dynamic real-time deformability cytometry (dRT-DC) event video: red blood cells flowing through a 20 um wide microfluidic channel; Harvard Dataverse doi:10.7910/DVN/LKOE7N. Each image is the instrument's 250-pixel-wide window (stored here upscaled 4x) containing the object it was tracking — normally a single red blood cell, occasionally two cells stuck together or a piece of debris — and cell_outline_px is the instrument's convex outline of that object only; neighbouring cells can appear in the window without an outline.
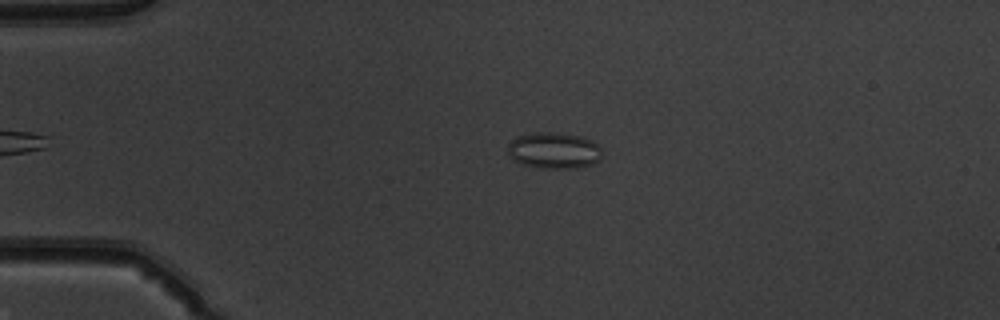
{"species": "common noctule bat (a hibernating species)", "species_latin": "Nyctalus noctula", "temperature_condition": "warm", "stored_images_in_passage": 21, "camera_frame_rate_fps": 3000, "um_per_image_px": 0.085, "animal": {"sex": "male", "body_mass_g": 19.5, "forearm_length_mm": 54.6}, "frame": {"image": 1, "passage_image": 4, "time_ms": 1.0, "image_size_px": [1000, 320], "cell_outline_px": [[600, 160], [592, 164], [580, 168], [540, 168], [520, 164], [508, 156], [508, 144], [516, 136], [532, 132], [548, 132], [580, 136], [592, 140], [600, 148]], "centroid_in_image_um": [47.05, 12.8], "position_along_channel_um": 38.0, "area_um2": 20.06}}
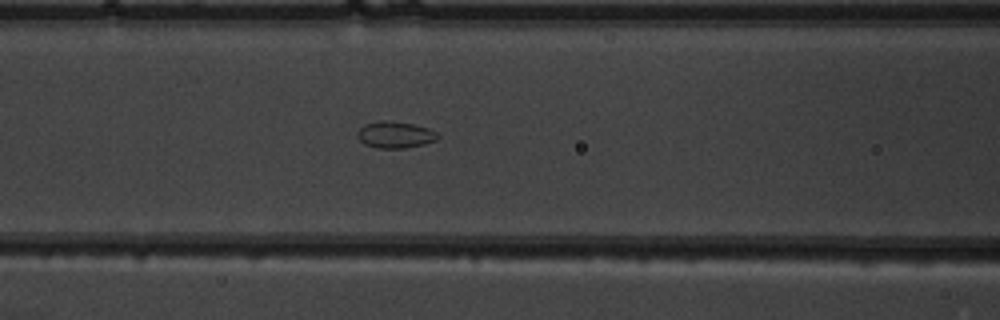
{"frame": {"image": 2, "passage_image": 14, "time_ms": 4.333, "image_size_px": [1000, 320], "cell_outline_px": [[440, 136], [436, 140], [424, 144], [404, 148], [376, 148], [364, 144], [356, 136], [356, 132], [364, 124], [380, 120], [392, 120], [412, 124], [428, 128], [436, 132]], "centroid_in_image_um": [33.56, 11.44], "position_along_channel_um": 133.0, "area_um2": 12.6}}
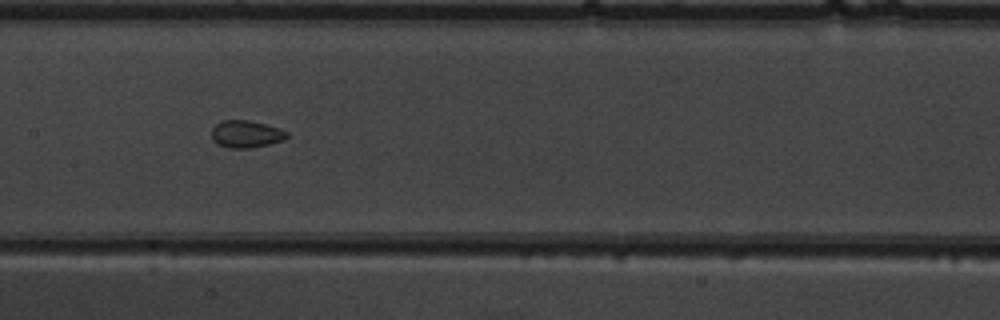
{"frame": {"image": 3, "passage_image": 18, "time_ms": 5.667, "image_size_px": [1000, 320], "cell_outline_px": [[288, 136], [284, 140], [252, 148], [228, 148], [216, 144], [212, 140], [212, 128], [216, 124], [224, 120], [248, 120], [280, 128], [288, 132]], "centroid_in_image_um": [20.91, 11.4], "position_along_channel_um": 186.5, "area_um2": 12.02}}